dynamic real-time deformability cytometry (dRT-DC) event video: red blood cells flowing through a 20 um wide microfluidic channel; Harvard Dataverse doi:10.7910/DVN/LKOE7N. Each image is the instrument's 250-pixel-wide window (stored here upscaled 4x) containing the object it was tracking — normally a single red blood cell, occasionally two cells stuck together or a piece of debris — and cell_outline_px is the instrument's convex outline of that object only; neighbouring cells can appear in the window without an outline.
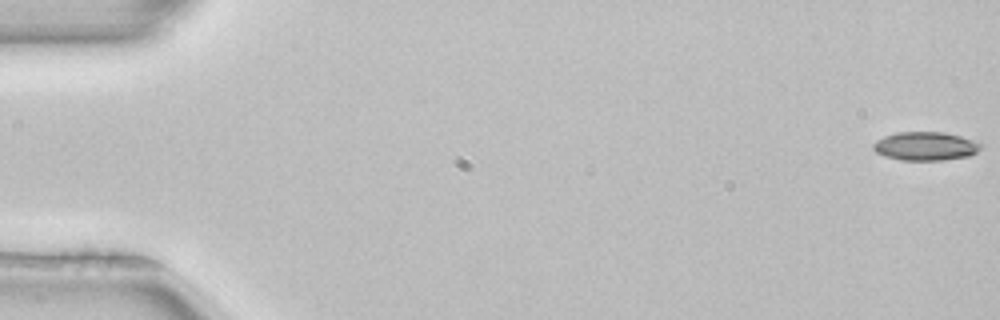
{"species": "common noctule bat (a hibernating species)", "species_latin": "Nyctalus noctula", "temperature_condition": "room temperature", "stored_images_in_passage": 52, "camera_frame_rate_fps": 3000, "um_per_image_px": 0.085, "animal": {"sex": "female", "body_mass_g": 22.7, "forearm_length_mm": 54.2}, "frame": {"image": 1, "passage_image": 1, "time_ms": 0.0, "image_size_px": [1000, 320], "cell_outline_px": [[984, 144], [976, 152], [968, 156], [944, 160], [900, 160], [884, 156], [876, 152], [872, 148], [872, 144], [876, 140], [884, 136], [896, 132], [944, 132], [960, 136]], "centroid_in_image_um": [78.63, 12.42], "position_along_channel_um": 6.4, "area_um2": 17.98}}
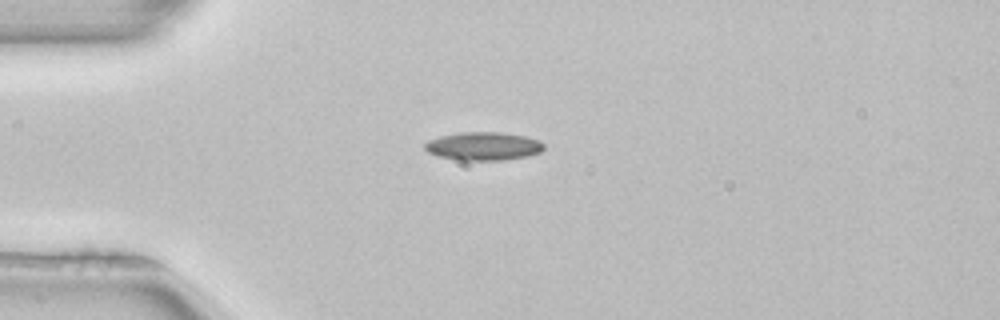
{"frame": {"image": 2, "passage_image": 14, "time_ms": 4.333, "image_size_px": [1000, 320], "cell_outline_px": [[544, 148], [540, 152], [528, 156], [504, 160], [460, 160], [436, 156], [428, 152], [424, 148], [424, 144], [428, 140], [440, 136], [460, 132], [500, 132], [524, 136], [540, 140], [544, 144]], "centroid_in_image_um": [41.08, 12.42], "position_along_channel_um": 43.9, "area_um2": 19.71}}
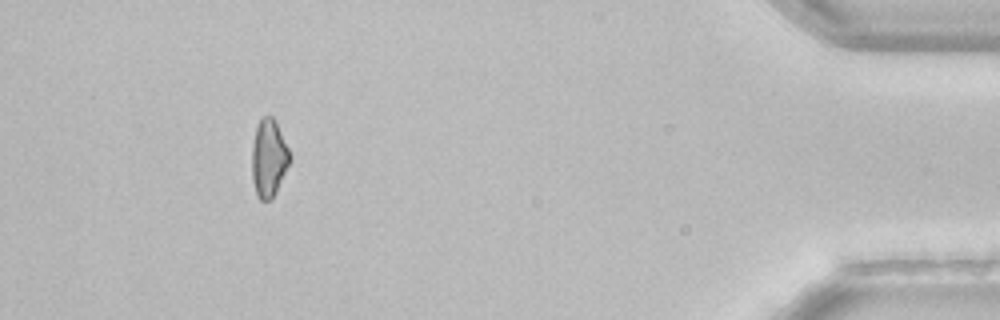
{"frame": {"image": 3, "passage_image": 48, "time_ms": 15.667, "image_size_px": [1000, 320], "cell_outline_px": [[292, 160], [272, 200], [260, 200], [256, 196], [252, 180], [252, 144], [256, 124], [264, 116], [272, 116], [276, 120], [292, 156]], "centroid_in_image_um": [22.86, 13.45], "position_along_channel_um": 412.3, "area_um2": 17.63}}